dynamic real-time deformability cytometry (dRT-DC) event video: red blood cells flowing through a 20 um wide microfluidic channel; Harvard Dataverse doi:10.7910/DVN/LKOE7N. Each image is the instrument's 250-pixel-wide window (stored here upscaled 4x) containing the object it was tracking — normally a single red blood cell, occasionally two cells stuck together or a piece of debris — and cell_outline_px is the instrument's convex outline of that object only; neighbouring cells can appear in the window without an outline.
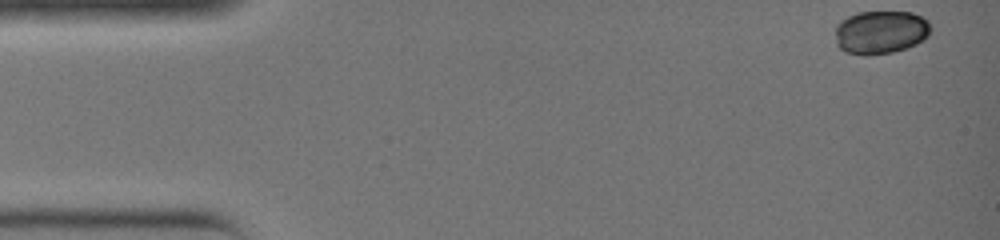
{"species": "common noctule bat (a hibernating species)", "species_latin": "Nyctalus noctula", "temperature_condition": "warm", "stored_images_in_passage": 32, "camera_frame_rate_fps": 3000, "um_per_image_px": 0.085, "animal": {"sex": "female", "body_mass_g": 19.0, "forearm_length_mm": 51.5}, "frame": {"image": 1, "passage_image": 1, "time_ms": 0.0, "image_size_px": [1000, 240], "cell_outline_px": [[932, 28], [928, 36], [924, 40], [916, 44], [892, 52], [844, 52], [836, 44], [836, 24], [840, 20], [856, 12], [912, 12], [928, 20]], "centroid_in_image_um": [74.88, 2.68], "position_along_channel_um": 10.1, "area_um2": 23.7}}
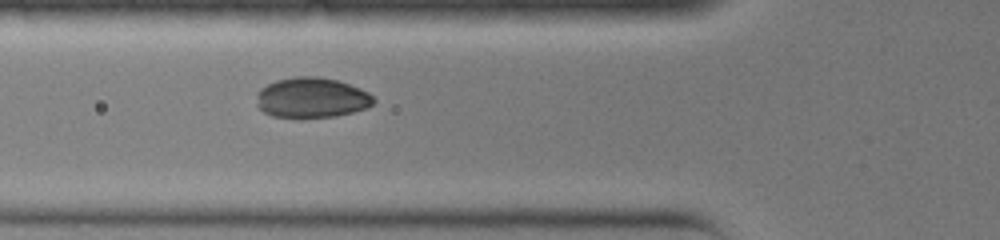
{"frame": {"image": 2, "passage_image": 13, "time_ms": 4.0, "image_size_px": [1000, 240], "cell_outline_px": [[376, 100], [368, 108], [336, 116], [300, 120], [272, 116], [264, 112], [256, 104], [256, 92], [260, 88], [276, 80], [296, 76], [320, 76], [336, 80], [360, 88], [368, 92]], "centroid_in_image_um": [26.46, 8.33], "position_along_channel_um": 99.3, "area_um2": 28.21}}
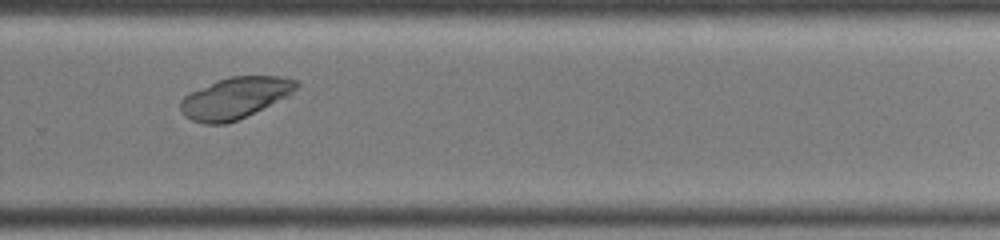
{"frame": {"image": 3, "passage_image": 25, "time_ms": 8.0, "image_size_px": [1000, 240], "cell_outline_px": [[300, 84], [288, 96], [236, 120], [224, 124], [204, 124], [192, 120], [184, 116], [180, 112], [180, 100], [184, 96], [192, 92], [220, 80], [232, 76], [284, 76], [296, 80]], "centroid_in_image_um": [19.97, 8.33], "position_along_channel_um": 309.8, "area_um2": 27.46}}